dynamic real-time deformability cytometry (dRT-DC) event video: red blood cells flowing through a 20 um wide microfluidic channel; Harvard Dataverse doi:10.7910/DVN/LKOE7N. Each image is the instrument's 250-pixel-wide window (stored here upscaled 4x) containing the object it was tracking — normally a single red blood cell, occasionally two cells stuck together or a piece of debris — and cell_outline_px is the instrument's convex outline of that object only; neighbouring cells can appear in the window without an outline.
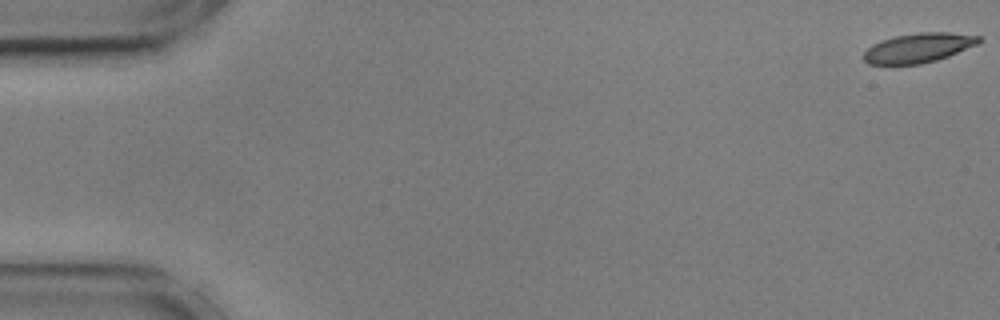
{"species": "common noctule bat (a hibernating species)", "species_latin": "Nyctalus noctula", "temperature_condition": "cold", "stored_images_in_passage": 56, "camera_frame_rate_fps": 3000, "um_per_image_px": 0.085, "animal": {"sex": "male", "body_mass_g": 17.9, "forearm_length_mm": 54.2}, "frame": {"image": 1, "passage_image": 1, "time_ms": 0.0, "image_size_px": [1000, 320], "cell_outline_px": [[984, 40], [976, 44], [948, 56], [936, 60], [920, 64], [868, 64], [864, 60], [864, 52], [872, 44], [896, 36], [920, 32], [948, 32], [980, 36]], "centroid_in_image_um": [78.08, 4.06], "position_along_channel_um": 6.9, "area_um2": 19.54}}
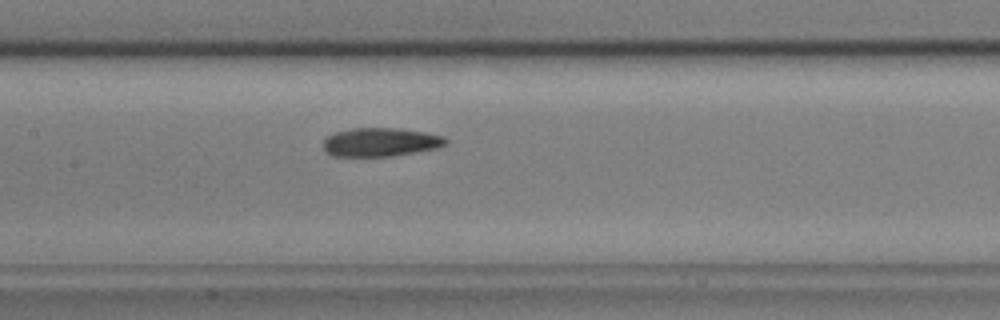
{"frame": {"image": 2, "passage_image": 27, "time_ms": 8.667, "image_size_px": [1000, 320], "cell_outline_px": [[448, 144], [440, 148], [392, 156], [332, 156], [324, 152], [324, 140], [328, 136], [336, 132], [352, 128], [400, 128], [424, 132], [444, 136], [448, 140]], "centroid_in_image_um": [32.38, 12.08], "position_along_channel_um": 175.0, "area_um2": 20.63}}
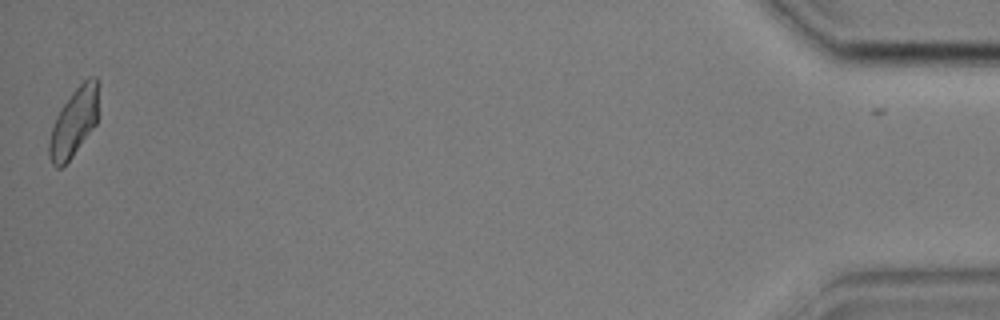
{"frame": {"image": 3, "passage_image": 56, "time_ms": 18.333, "image_size_px": [1000, 320], "cell_outline_px": [[100, 84], [96, 124], [72, 156], [60, 168], [56, 168], [52, 164], [48, 156], [48, 144], [52, 128], [56, 116], [72, 92], [88, 76], [96, 76]], "centroid_in_image_um": [6.31, 10.35], "position_along_channel_um": 428.9, "area_um2": 19.71}, "authors_computed_cell_mechanics": {"area_um2": 20.4034, "velocity_mm_per_s": 3.5743, "shape_relaxation_time_tau1_ms": 5.0345, "shape_relaxation_time_tau2_ms": 2.9377, "deformation_change_tau1": 0.1051, "deformation_change_tau2": 0.0859}}